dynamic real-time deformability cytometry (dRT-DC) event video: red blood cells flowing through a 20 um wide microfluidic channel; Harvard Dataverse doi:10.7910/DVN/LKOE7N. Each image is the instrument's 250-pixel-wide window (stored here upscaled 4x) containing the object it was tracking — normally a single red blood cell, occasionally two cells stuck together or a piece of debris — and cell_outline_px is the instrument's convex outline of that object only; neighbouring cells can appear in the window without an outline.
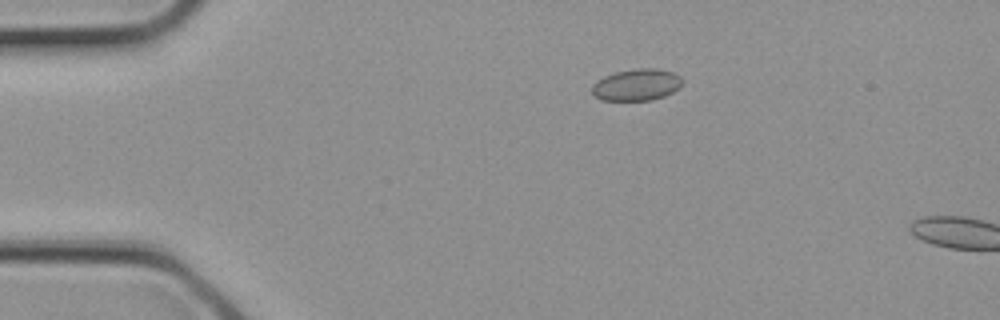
{"species": "common noctule bat (a hibernating species)", "species_latin": "Nyctalus noctula", "temperature_condition": "cold", "stored_images_in_passage": 2, "camera_frame_rate_fps": 3000, "um_per_image_px": 0.085, "animal": {"sex": "female", "body_mass_g": 21.9}, "frame": {"image": 1, "passage_image": 1, "time_ms": 0.0, "image_size_px": [1000, 320], "cell_outline_px": [[684, 80], [680, 88], [664, 96], [652, 100], [600, 100], [592, 92], [592, 84], [604, 76], [616, 72], [636, 68], [656, 68], [672, 72], [680, 76]], "centroid_in_image_um": [54.14, 7.2], "position_along_channel_um": 30.9, "area_um2": 16.76}}